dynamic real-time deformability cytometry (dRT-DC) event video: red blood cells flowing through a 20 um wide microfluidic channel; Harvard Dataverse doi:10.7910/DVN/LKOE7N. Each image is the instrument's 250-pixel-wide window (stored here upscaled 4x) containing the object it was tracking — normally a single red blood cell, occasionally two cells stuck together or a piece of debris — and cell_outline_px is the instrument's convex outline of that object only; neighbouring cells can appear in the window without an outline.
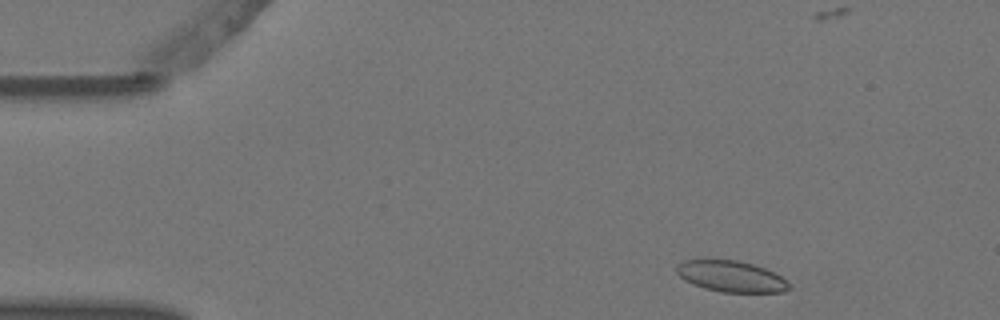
{"species": "Egyptian fruit bat (a non-hibernating species)", "species_latin": "Rousettus aegyptiacus", "temperature_condition": "warm", "stored_images_in_passage": 4, "camera_frame_rate_fps": 3000, "um_per_image_px": 0.085, "animal": {"sex": "female"}, "frame": {"image": 1, "passage_image": 1, "time_ms": 0.0, "image_size_px": [1000, 320], "cell_outline_px": [[792, 288], [784, 292], [720, 292], [704, 288], [692, 284], [684, 280], [676, 272], [676, 264], [684, 260], [736, 260], [752, 264], [776, 272], [788, 280], [792, 284]], "centroid_in_image_um": [62.19, 23.5], "position_along_channel_um": 22.8, "area_um2": 20.69}}